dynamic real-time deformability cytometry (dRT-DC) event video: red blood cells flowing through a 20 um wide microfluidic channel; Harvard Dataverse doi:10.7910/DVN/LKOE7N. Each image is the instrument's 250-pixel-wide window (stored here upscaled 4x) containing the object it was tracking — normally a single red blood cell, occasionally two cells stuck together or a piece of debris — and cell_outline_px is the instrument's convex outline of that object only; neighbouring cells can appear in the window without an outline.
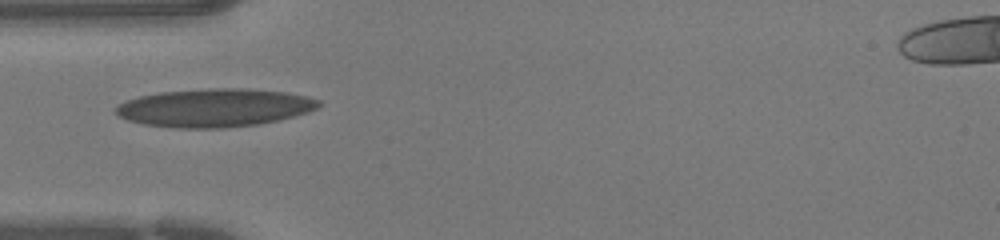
{"species": "human", "species_latin": "Homo sapiens", "temperature_condition": "warm", "stored_images_in_passage": 32, "camera_frame_rate_fps": 3000, "um_per_image_px": 0.085, "donor": {"sex": "female"}, "frame": {"image": 1, "passage_image": 1, "time_ms": 0.0, "image_size_px": [1000, 240], "cell_outline_px": [[320, 104], [316, 108], [308, 112], [276, 120], [256, 124], [220, 128], [176, 128], [144, 124], [128, 120], [120, 116], [116, 112], [116, 108], [120, 104], [128, 100], [140, 96], [160, 92], [208, 88], [240, 88], [284, 92], [308, 96], [320, 100]], "centroid_in_image_um": [18.24, 9.15], "position_along_channel_um": 66.8, "area_um2": 44.68}}
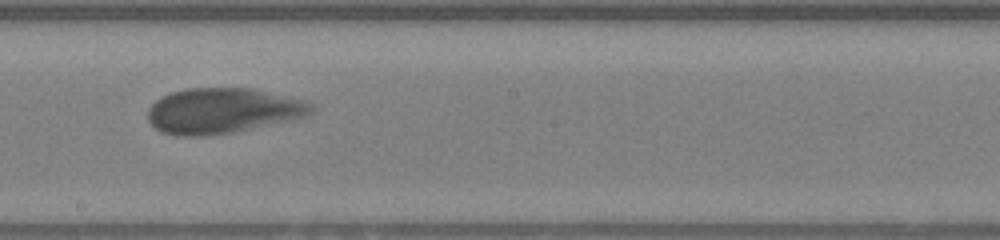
{"frame": {"image": 2, "passage_image": 12, "time_ms": 3.667, "image_size_px": [1000, 240], "cell_outline_px": [[316, 112], [312, 116], [232, 132], [204, 136], [176, 136], [160, 132], [148, 120], [148, 108], [160, 96], [172, 92], [188, 88], [252, 88], [304, 100], [312, 104], [316, 108]], "centroid_in_image_um": [18.96, 9.41], "position_along_channel_um": 229.2, "area_um2": 43.64}}
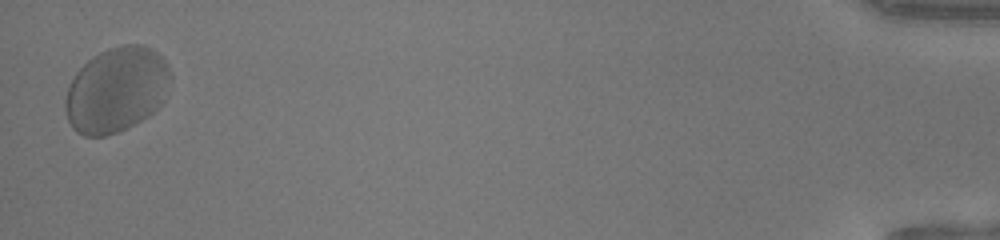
{"frame": {"image": 3, "passage_image": 32, "time_ms": 10.333, "image_size_px": [1000, 240], "cell_outline_px": [[168, 76], [160, 104], [148, 116], [116, 132], [104, 136], [84, 136], [76, 132], [72, 128], [68, 120], [64, 108], [64, 100], [68, 88], [76, 72], [92, 56], [108, 48], [124, 44], [140, 44], [152, 48], [168, 64]], "centroid_in_image_um": [9.83, 7.62], "position_along_channel_um": 425.4, "area_um2": 51.44}}